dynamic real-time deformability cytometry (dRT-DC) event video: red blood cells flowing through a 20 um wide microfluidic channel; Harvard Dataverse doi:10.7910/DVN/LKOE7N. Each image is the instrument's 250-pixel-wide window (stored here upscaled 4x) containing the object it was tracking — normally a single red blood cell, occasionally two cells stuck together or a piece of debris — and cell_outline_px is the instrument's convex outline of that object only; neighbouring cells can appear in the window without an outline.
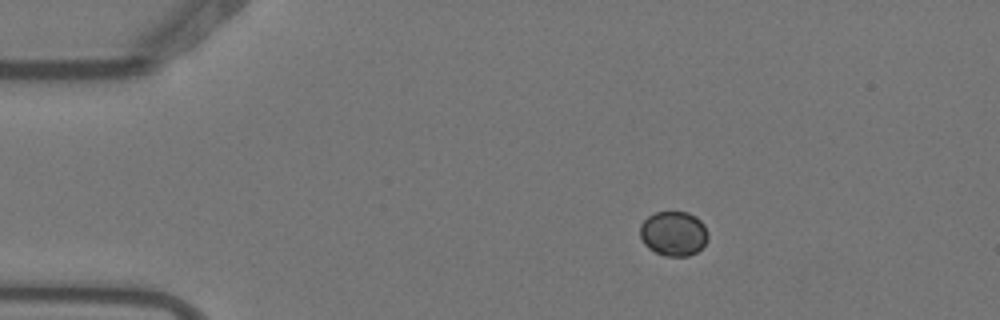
{"species": "Egyptian fruit bat (a non-hibernating species)", "species_latin": "Rousettus aegyptiacus", "temperature_condition": "warm", "stored_images_in_passage": 4, "camera_frame_rate_fps": 3000, "um_per_image_px": 0.085, "animal": {"sex": "female"}, "frame": {"image": 1, "passage_image": 3, "time_ms": 0.667, "image_size_px": [1000, 320], "cell_outline_px": [[708, 240], [696, 252], [688, 256], [664, 256], [648, 248], [644, 244], [640, 236], [640, 224], [648, 216], [656, 212], [688, 212], [696, 216], [704, 224], [708, 232]], "centroid_in_image_um": [57.25, 19.85], "position_along_channel_um": 27.7, "area_um2": 17.8}}